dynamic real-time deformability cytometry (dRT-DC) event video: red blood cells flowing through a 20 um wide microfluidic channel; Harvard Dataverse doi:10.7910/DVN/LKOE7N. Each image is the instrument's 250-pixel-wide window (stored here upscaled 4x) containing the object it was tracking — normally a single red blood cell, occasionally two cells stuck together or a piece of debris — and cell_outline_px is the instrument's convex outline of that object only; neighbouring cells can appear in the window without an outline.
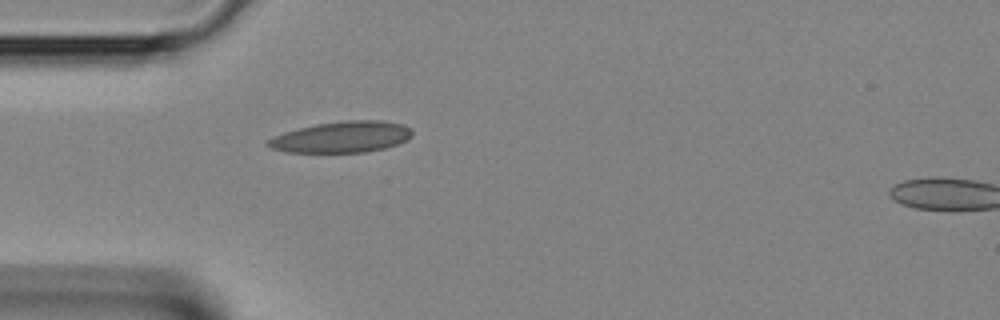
{"species": "Egyptian fruit bat (a non-hibernating species)", "species_latin": "Rousettus aegyptiacus", "temperature_condition": "room temperature", "stored_images_in_passage": 2, "camera_frame_rate_fps": 3000, "um_per_image_px": 0.085, "animal": {"sex": "female"}, "frame": {"image": 1, "passage_image": 1, "time_ms": 0.0, "image_size_px": [1000, 320], "cell_outline_px": [[412, 136], [396, 144], [384, 148], [364, 152], [288, 152], [272, 148], [264, 144], [268, 140], [284, 132], [316, 124], [344, 120], [380, 120], [404, 124], [412, 128]], "centroid_in_image_um": [29.07, 11.63], "position_along_channel_um": 55.9, "area_um2": 26.01}}